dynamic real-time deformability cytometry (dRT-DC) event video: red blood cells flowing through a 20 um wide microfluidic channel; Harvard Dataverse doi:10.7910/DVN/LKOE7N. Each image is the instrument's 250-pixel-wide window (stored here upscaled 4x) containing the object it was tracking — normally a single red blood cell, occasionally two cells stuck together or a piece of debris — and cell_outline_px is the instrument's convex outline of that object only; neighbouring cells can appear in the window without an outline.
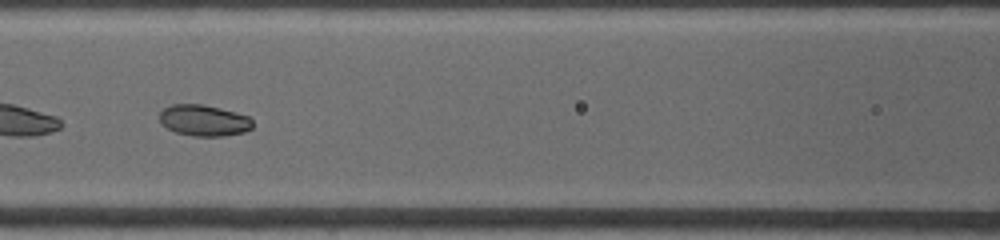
{"species": "common noctule bat (a hibernating species)", "species_latin": "Nyctalus noctula", "temperature_condition": "warm", "stored_images_in_passage": 11, "camera_frame_rate_fps": 4500, "um_per_image_px": 0.085, "animal": {"sex": "female", "body_mass_g": 19.0, "forearm_length_mm": 53.3}, "frame": {"image": 1, "passage_image": 4, "time_ms": 3.333, "image_size_px": [1000, 240], "cell_outline_px": [[252, 128], [244, 132], [224, 136], [192, 136], [176, 132], [160, 124], [160, 112], [164, 108], [172, 104], [204, 104], [236, 112], [248, 116], [252, 120]], "centroid_in_image_um": [17.33, 10.23], "position_along_channel_um": 149.3, "area_um2": 16.99}}
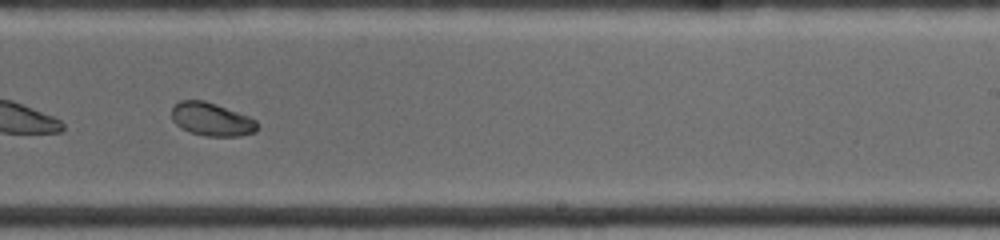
{"frame": {"image": 2, "passage_image": 7, "time_ms": 6.444, "image_size_px": [1000, 240], "cell_outline_px": [[256, 132], [240, 136], [204, 136], [188, 132], [180, 128], [172, 120], [172, 108], [180, 100], [204, 100], [216, 104], [248, 116], [256, 120]], "centroid_in_image_um": [17.96, 10.15], "position_along_channel_um": 271.0, "area_um2": 16.59}}